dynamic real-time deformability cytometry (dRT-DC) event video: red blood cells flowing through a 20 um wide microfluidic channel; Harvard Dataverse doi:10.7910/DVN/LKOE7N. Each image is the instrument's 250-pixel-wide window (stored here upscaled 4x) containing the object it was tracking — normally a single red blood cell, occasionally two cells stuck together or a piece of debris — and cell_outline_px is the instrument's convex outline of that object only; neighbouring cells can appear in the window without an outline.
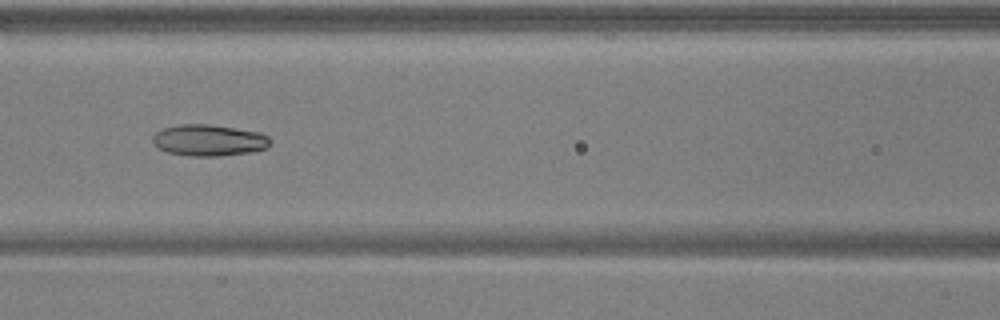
{"species": "common noctule bat (a hibernating species)", "species_latin": "Nyctalus noctula", "temperature_condition": "warm", "stored_images_in_passage": 7, "camera_frame_rate_fps": 3000, "um_per_image_px": 0.085, "animal": {"sex": "male", "body_mass_g": 17.9, "forearm_length_mm": 54.2}, "frame": {"image": 1, "passage_image": 5, "time_ms": 1.333, "image_size_px": [1000, 320], "cell_outline_px": [[272, 140], [264, 148], [256, 152], [220, 156], [188, 156], [168, 152], [152, 144], [152, 136], [156, 132], [164, 128], [180, 124], [208, 124], [260, 132], [268, 136]], "centroid_in_image_um": [17.75, 11.93], "position_along_channel_um": 148.8, "area_um2": 21.62}}
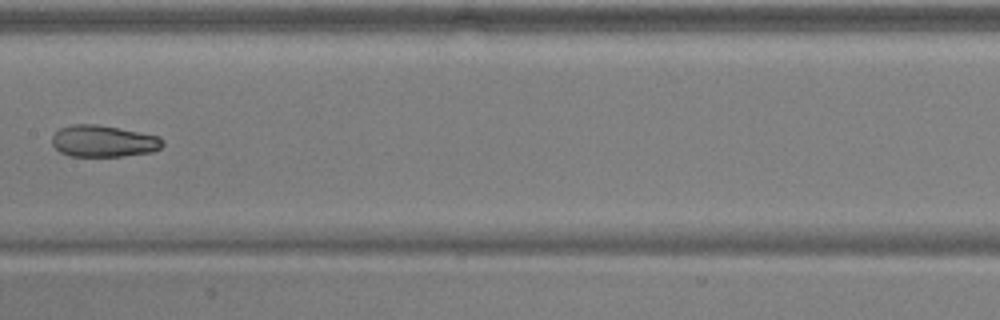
{"frame": {"image": 2, "passage_image": 6, "time_ms": 1.667, "image_size_px": [1000, 320], "cell_outline_px": [[164, 144], [160, 148], [152, 152], [124, 156], [68, 156], [60, 152], [52, 144], [52, 136], [60, 128], [72, 124], [96, 124], [160, 136], [164, 140]], "centroid_in_image_um": [8.8, 12.0], "position_along_channel_um": 198.6, "area_um2": 20.46}}
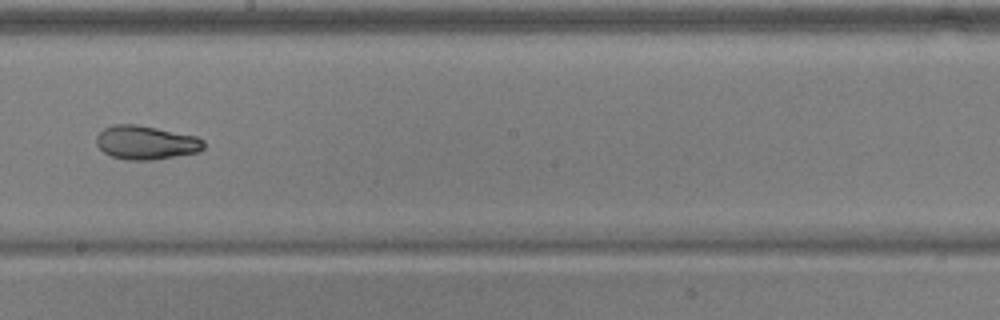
{"frame": {"image": 3, "passage_image": 7, "time_ms": 2.0, "image_size_px": [1000, 320], "cell_outline_px": [[204, 148], [200, 152], [152, 160], [128, 160], [112, 156], [104, 152], [96, 144], [96, 136], [104, 128], [112, 124], [136, 124], [196, 136], [204, 140]], "centroid_in_image_um": [12.41, 12.12], "position_along_channel_um": 235.8, "area_um2": 21.15}}